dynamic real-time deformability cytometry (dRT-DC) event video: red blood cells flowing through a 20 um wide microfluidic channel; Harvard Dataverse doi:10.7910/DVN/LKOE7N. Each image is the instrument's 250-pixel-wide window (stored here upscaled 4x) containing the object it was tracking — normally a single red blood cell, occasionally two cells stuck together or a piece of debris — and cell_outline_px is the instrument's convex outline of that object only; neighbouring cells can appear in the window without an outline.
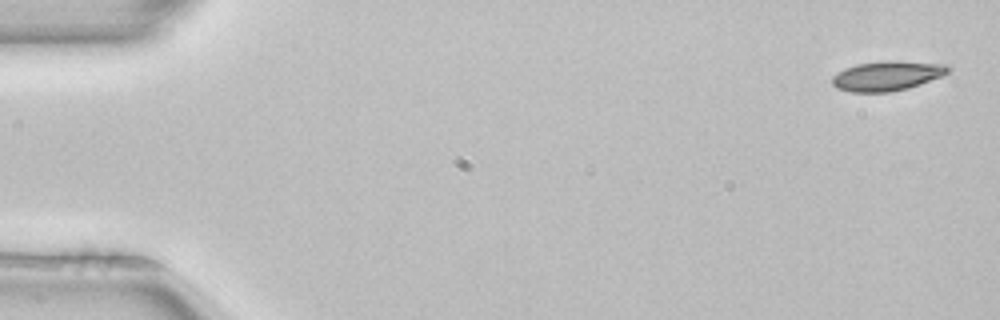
{"species": "common noctule bat (a hibernating species)", "species_latin": "Nyctalus noctula", "temperature_condition": "room temperature", "stored_images_in_passage": 4, "camera_frame_rate_fps": 3000, "um_per_image_px": 0.085, "animal": {"sex": "female", "body_mass_g": 22.7, "forearm_length_mm": 54.2}, "frame": {"image": 1, "passage_image": 1, "time_ms": 0.0, "image_size_px": [1000, 320], "cell_outline_px": [[952, 68], [948, 72], [940, 76], [920, 84], [908, 88], [888, 92], [852, 92], [836, 88], [832, 84], [832, 76], [844, 68], [856, 64], [884, 60], [896, 60], [948, 64]], "centroid_in_image_um": [75.4, 6.43], "position_along_channel_um": 9.6, "area_um2": 20.23}}
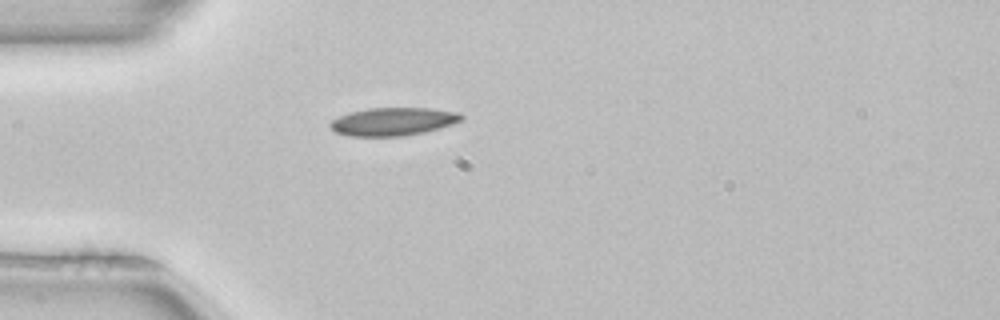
{"frame": {"image": 2, "passage_image": 4, "time_ms": 1.0, "image_size_px": [1000, 320], "cell_outline_px": [[464, 120], [440, 128], [424, 132], [404, 136], [348, 136], [336, 132], [328, 124], [332, 120], [340, 116], [352, 112], [368, 108], [432, 108], [460, 112], [464, 116]], "centroid_in_image_um": [33.47, 10.33], "position_along_channel_um": 51.5, "area_um2": 21.5}}